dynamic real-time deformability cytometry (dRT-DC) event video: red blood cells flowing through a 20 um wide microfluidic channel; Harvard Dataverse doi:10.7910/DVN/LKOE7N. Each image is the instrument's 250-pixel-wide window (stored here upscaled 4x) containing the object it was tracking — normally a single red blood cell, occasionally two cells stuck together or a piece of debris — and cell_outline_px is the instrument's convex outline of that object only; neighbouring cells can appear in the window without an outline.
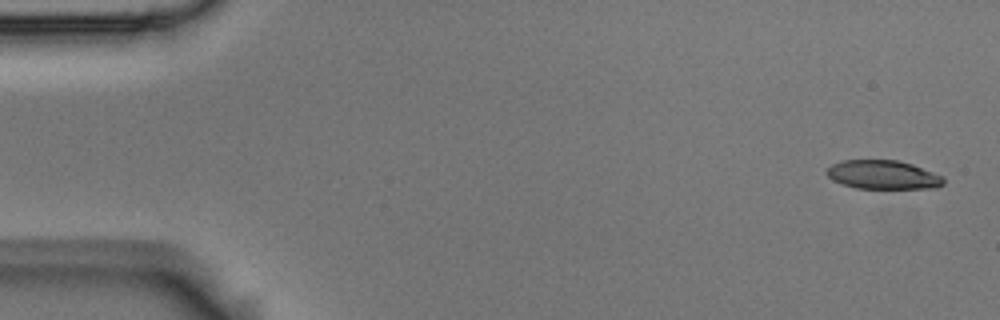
{"species": "Egyptian fruit bat (a non-hibernating species)", "species_latin": "Rousettus aegyptiacus", "temperature_condition": "room temperature", "stored_images_in_passage": 6, "segment_of_instrument_passage": [1, 2], "camera_frame_rate_fps": 3000, "um_per_image_px": 0.085, "animal": {"sex": "male"}, "frame": {"image": 1, "passage_image": 1, "time_ms": 0.0, "image_size_px": [1000, 320], "cell_outline_px": [[944, 184], [936, 188], [856, 188], [832, 180], [824, 172], [832, 164], [844, 160], [896, 160], [912, 164], [944, 176]], "centroid_in_image_um": [75.07, 14.85], "position_along_channel_um": 9.9, "area_um2": 19.59}}
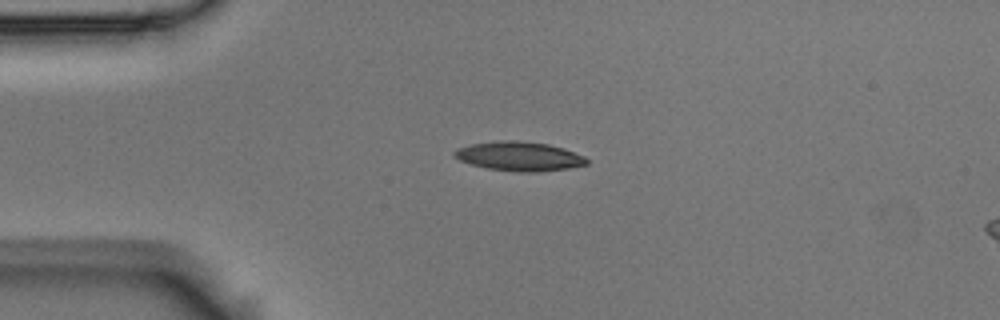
{"frame": {"image": 2, "passage_image": 4, "time_ms": 1.0, "image_size_px": [1000, 320], "cell_outline_px": [[588, 164], [568, 168], [540, 172], [520, 172], [488, 168], [472, 164], [460, 160], [452, 156], [452, 152], [456, 148], [472, 144], [496, 140], [516, 140], [548, 144], [564, 148], [584, 156], [588, 160]], "centroid_in_image_um": [44.12, 13.27], "position_along_channel_um": 40.9, "area_um2": 22.6}}